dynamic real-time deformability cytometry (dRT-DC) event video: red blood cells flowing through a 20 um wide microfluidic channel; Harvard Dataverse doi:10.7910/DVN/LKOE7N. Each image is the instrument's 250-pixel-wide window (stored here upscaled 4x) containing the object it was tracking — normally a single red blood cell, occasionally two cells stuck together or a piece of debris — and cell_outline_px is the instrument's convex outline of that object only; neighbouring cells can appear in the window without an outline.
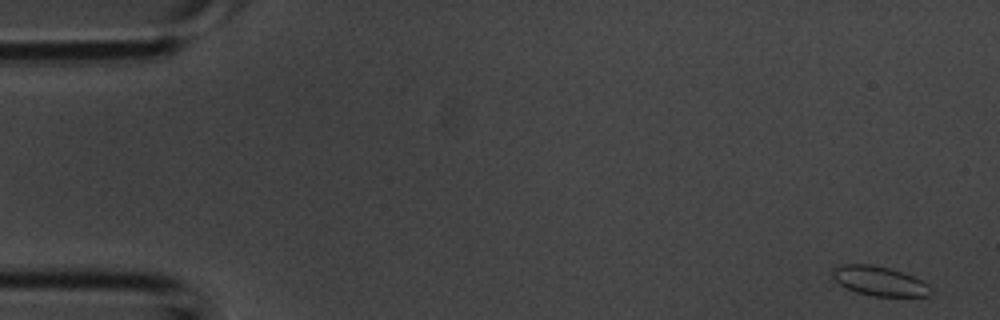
{"species": "common noctule bat (a hibernating species)", "species_latin": "Nyctalus noctula", "temperature_condition": "room temperature", "stored_images_in_passage": 42, "camera_frame_rate_fps": 3000, "um_per_image_px": 0.085, "animal": {"sex": "male", "body_mass_g": 20.1, "forearm_length_mm": 53.5}, "frame": {"image": 1, "passage_image": 1, "time_ms": 0.0, "image_size_px": [1000, 320], "cell_outline_px": [[932, 292], [928, 296], [872, 296], [856, 292], [840, 284], [832, 276], [832, 268], [844, 264], [872, 264], [888, 268], [912, 276], [928, 284], [932, 288]], "centroid_in_image_um": [74.74, 23.89], "position_along_channel_um": 10.3, "area_um2": 16.7}}
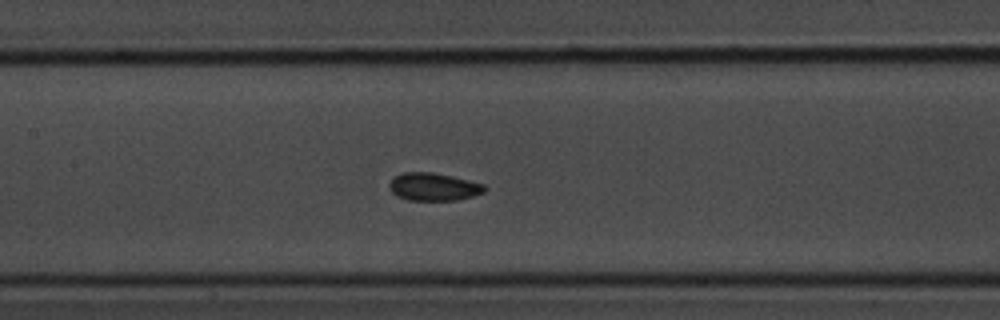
{"frame": {"image": 2, "passage_image": 19, "time_ms": 6.0, "image_size_px": [1000, 320], "cell_outline_px": [[488, 188], [484, 192], [472, 196], [456, 200], [408, 200], [396, 196], [388, 188], [388, 184], [392, 176], [404, 172], [432, 172], [452, 176], [484, 184]], "centroid_in_image_um": [36.81, 15.87], "position_along_channel_um": 170.6, "area_um2": 15.61}}
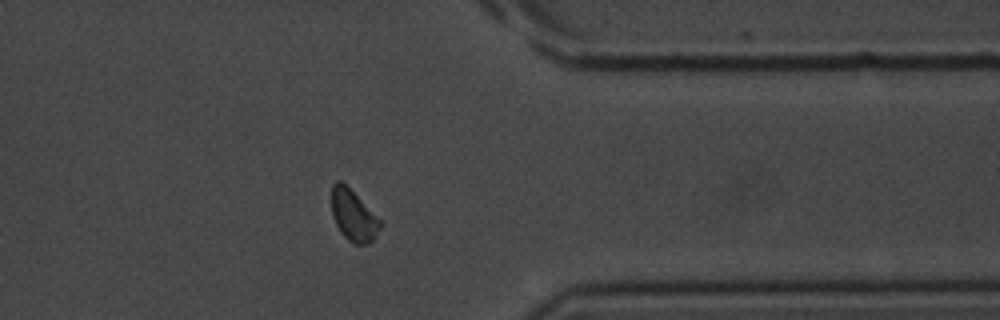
{"frame": {"image": 3, "passage_image": 33, "time_ms": 10.667, "image_size_px": [1000, 320], "cell_outline_px": [[384, 224], [376, 236], [372, 240], [364, 244], [352, 244], [340, 232], [332, 216], [332, 184], [336, 180], [340, 180], [384, 220]], "centroid_in_image_um": [30.09, 18.32], "position_along_channel_um": 381.3, "area_um2": 14.85}}